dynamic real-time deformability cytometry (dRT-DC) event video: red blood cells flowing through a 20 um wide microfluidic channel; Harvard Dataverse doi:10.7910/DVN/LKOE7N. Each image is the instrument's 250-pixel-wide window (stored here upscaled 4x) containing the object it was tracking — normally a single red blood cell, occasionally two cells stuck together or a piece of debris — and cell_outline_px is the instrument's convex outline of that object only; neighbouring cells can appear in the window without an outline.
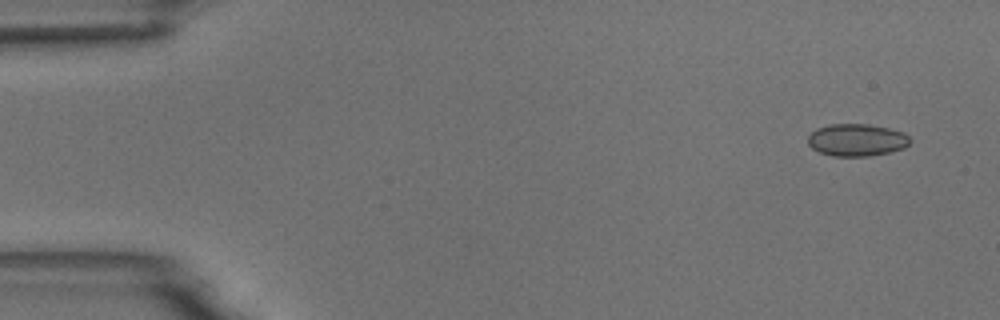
{"species": "common noctule bat (a hibernating species)", "species_latin": "Nyctalus noctula", "temperature_condition": "room temperature", "stored_images_in_passage": 5, "camera_frame_rate_fps": 3000, "um_per_image_px": 0.085, "animal": {"sex": "male", "body_mass_g": 18.8}, "frame": {"image": 1, "passage_image": 1, "time_ms": 0.0, "image_size_px": [1000, 320], "cell_outline_px": [[912, 140], [904, 148], [888, 152], [868, 156], [832, 156], [820, 152], [812, 148], [808, 144], [808, 136], [816, 128], [828, 124], [868, 124], [888, 128], [904, 132]], "centroid_in_image_um": [72.81, 11.89], "position_along_channel_um": 12.2, "area_um2": 19.25}}
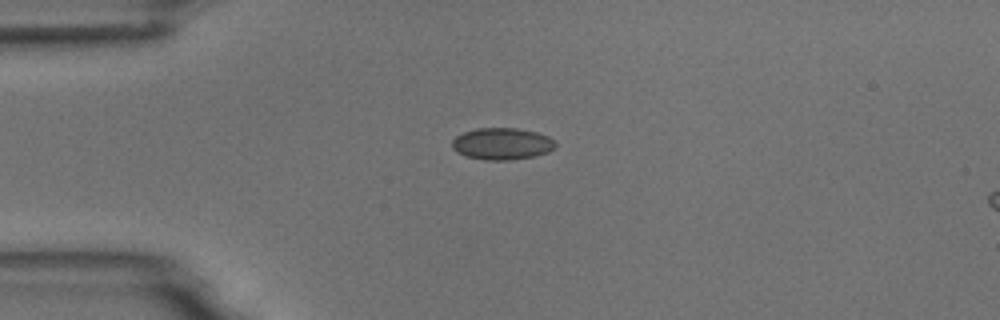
{"frame": {"image": 2, "passage_image": 4, "time_ms": 3.333, "image_size_px": [1000, 320], "cell_outline_px": [[556, 148], [548, 152], [532, 156], [508, 160], [484, 160], [464, 156], [456, 152], [452, 148], [452, 140], [456, 136], [464, 132], [476, 128], [516, 128], [536, 132], [548, 136], [556, 140]], "centroid_in_image_um": [42.66, 12.22], "position_along_channel_um": 42.3, "area_um2": 19.31}}